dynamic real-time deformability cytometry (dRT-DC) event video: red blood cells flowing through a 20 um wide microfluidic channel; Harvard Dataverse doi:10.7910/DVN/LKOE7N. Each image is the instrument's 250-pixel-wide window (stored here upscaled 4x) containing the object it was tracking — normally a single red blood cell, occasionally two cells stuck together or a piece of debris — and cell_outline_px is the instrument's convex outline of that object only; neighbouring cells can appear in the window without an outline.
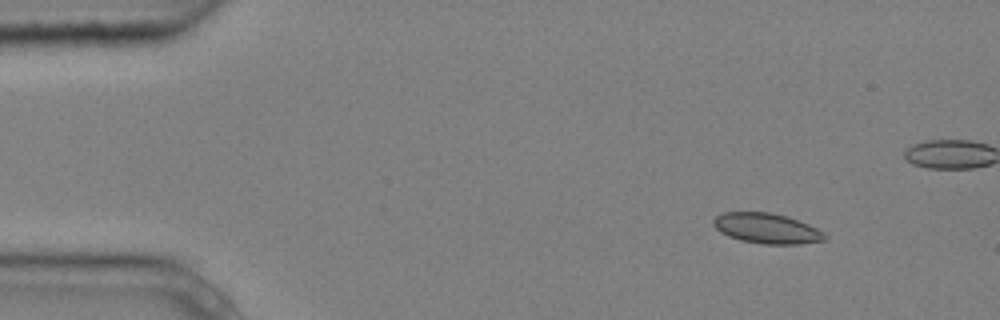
{"species": "common noctule bat (a hibernating species)", "species_latin": "Nyctalus noctula", "temperature_condition": "cold", "stored_images_in_passage": 5, "camera_frame_rate_fps": 3000, "um_per_image_px": 0.085, "animal": {"sex": "male", "body_mass_g": 20.4}, "frame": {"image": 1, "passage_image": 2, "time_ms": 0.333, "image_size_px": [1000, 320], "cell_outline_px": [[828, 240], [800, 244], [764, 244], [740, 240], [728, 236], [720, 232], [712, 224], [712, 220], [716, 216], [724, 212], [768, 212], [784, 216], [808, 224], [824, 232], [828, 236]], "centroid_in_image_um": [65.18, 19.42], "position_along_channel_um": 19.8, "area_um2": 19.65}}